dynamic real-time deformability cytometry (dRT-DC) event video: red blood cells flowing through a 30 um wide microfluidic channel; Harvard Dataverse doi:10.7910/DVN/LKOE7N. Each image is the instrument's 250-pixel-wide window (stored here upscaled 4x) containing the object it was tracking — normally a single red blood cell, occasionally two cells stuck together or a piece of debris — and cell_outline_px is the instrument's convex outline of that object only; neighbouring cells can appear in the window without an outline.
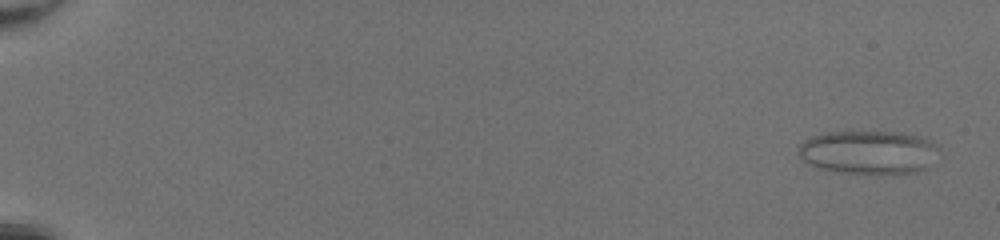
{"species": "common noctule bat (a hibernating species)", "species_latin": "Nyctalus noctula", "temperature_condition": "room temperature", "stored_images_in_passage": 51, "camera_frame_rate_fps": 3000, "um_per_image_px": 0.085, "animal": {"sex": "female", "body_mass_g": 20.0, "forearm_length_mm": 54.0}, "frame": {"image": 1, "passage_image": 3, "time_ms": 0.667, "image_size_px": [1000, 240], "cell_outline_px": [[936, 148], [928, 168], [916, 172], [888, 176], [876, 176], [836, 172], [820, 168], [808, 164], [796, 152], [796, 148], [804, 140], [812, 136], [828, 132], [900, 132], [920, 136], [928, 140]], "centroid_in_image_um": [73.76, 12.99], "position_along_channel_um": 11.2, "area_um2": 36.24}}
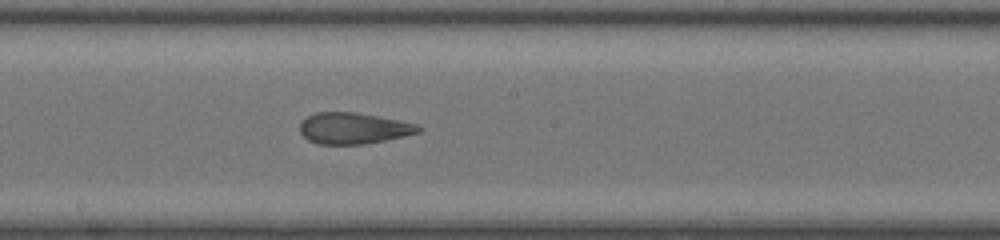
{"frame": {"image": 2, "passage_image": 31, "time_ms": 10.0, "image_size_px": [1000, 240], "cell_outline_px": [[424, 128], [420, 132], [404, 136], [364, 144], [316, 144], [308, 140], [300, 132], [300, 120], [316, 112], [356, 112], [420, 124]], "centroid_in_image_um": [30.06, 10.9], "position_along_channel_um": 218.1, "area_um2": 21.73}}
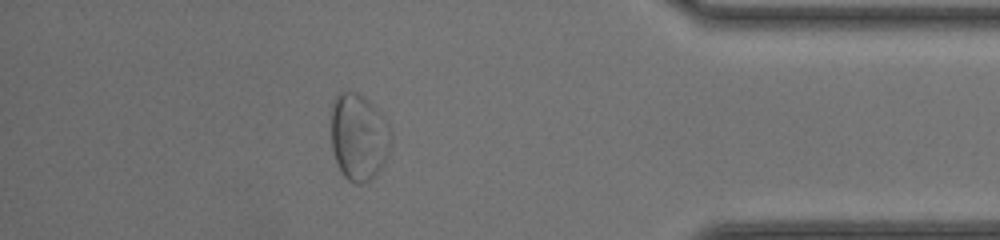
{"frame": {"image": 3, "passage_image": 46, "time_ms": 15.0, "image_size_px": [1000, 240], "cell_outline_px": [[392, 144], [384, 164], [364, 184], [356, 184], [348, 180], [344, 176], [336, 160], [332, 148], [328, 112], [332, 100], [340, 92], [356, 92], [364, 96], [384, 116], [392, 132]], "centroid_in_image_um": [30.46, 11.59], "position_along_channel_um": 404.7, "area_um2": 31.1}, "authors_computed_cell_mechanics": {"area_um2": 28.8422, "velocity_mm_per_s": 4.2891, "shape_relaxation_time_tau1_ms": null, "shape_relaxation_time_tau2_ms": 0.9253, "deformation_change_tau1": null, "deformation_change_tau2": 0.0838}}